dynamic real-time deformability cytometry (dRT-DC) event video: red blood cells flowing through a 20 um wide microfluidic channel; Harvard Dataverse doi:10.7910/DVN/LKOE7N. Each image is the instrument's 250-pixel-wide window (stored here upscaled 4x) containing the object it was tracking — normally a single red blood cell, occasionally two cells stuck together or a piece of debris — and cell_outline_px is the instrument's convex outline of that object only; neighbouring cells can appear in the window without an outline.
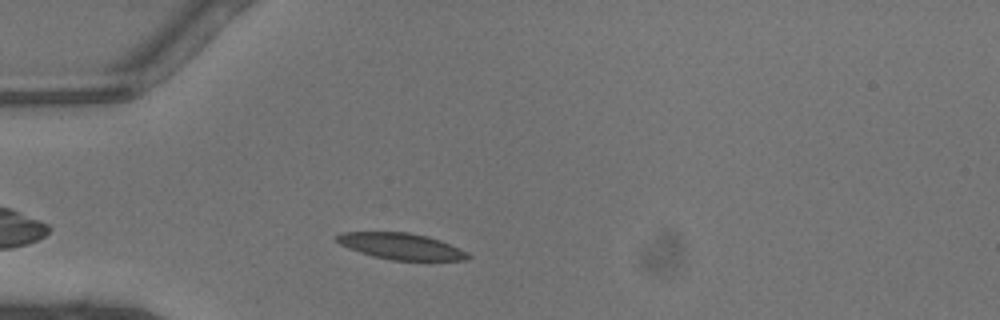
{"species": "common noctule bat (a hibernating species)", "species_latin": "Nyctalus noctula", "temperature_condition": "warm", "stored_images_in_passage": 30, "camera_frame_rate_fps": 3000, "um_per_image_px": 0.085, "animal": {"sex": "male", "body_mass_g": 13.3}, "frame": {"image": 1, "passage_image": 5, "time_ms": 1.333, "image_size_px": [1000, 320], "cell_outline_px": [[472, 256], [468, 260], [392, 260], [372, 256], [348, 248], [332, 240], [332, 236], [340, 232], [408, 232], [428, 236], [440, 240], [468, 252]], "centroid_in_image_um": [34.04, 20.92], "position_along_channel_um": 51.0, "area_um2": 20.35}}
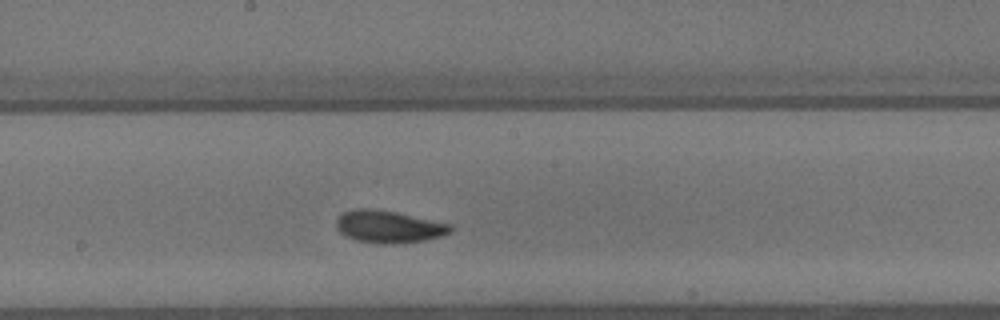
{"frame": {"image": 2, "passage_image": 17, "time_ms": 5.333, "image_size_px": [1000, 320], "cell_outline_px": [[452, 228], [448, 232], [440, 236], [424, 240], [392, 244], [380, 244], [356, 240], [340, 232], [336, 228], [336, 220], [344, 212], [352, 208], [368, 208], [396, 212], [452, 224]], "centroid_in_image_um": [33.01, 19.26], "position_along_channel_um": 215.2, "area_um2": 21.33}}
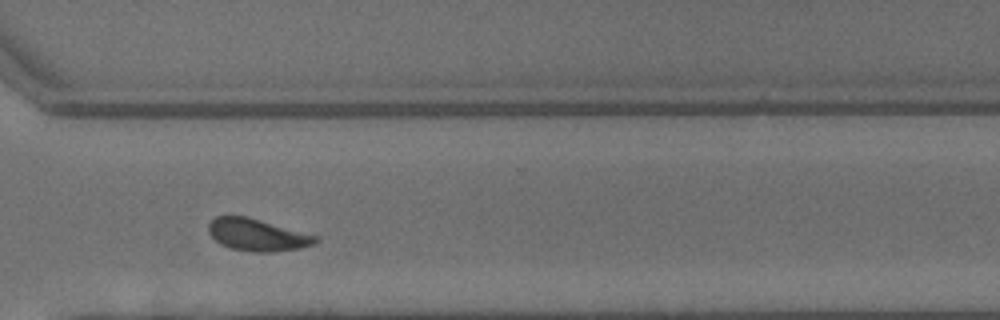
{"frame": {"image": 3, "passage_image": 26, "time_ms": 8.333, "image_size_px": [1000, 320], "cell_outline_px": [[320, 240], [316, 244], [300, 248], [272, 252], [252, 252], [232, 248], [220, 244], [208, 232], [208, 224], [216, 216], [248, 216], [320, 236]], "centroid_in_image_um": [21.93, 19.96], "position_along_channel_um": 348.7, "area_um2": 20.29}, "authors_computed_cell_mechanics": {"area_um2": 20.4323, "velocity_mm_per_s": 4.4657, "shape_relaxation_time_tau1_ms": 2.2527, "shape_relaxation_time_tau2_ms": 2.8063, "deformation_change_tau1": 0.0986, "deformation_change_tau2": 0.0876}}